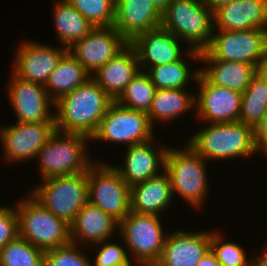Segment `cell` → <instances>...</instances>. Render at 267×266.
Returning a JSON list of instances; mask_svg holds the SVG:
<instances>
[{
	"label": "cell",
	"instance_id": "obj_7",
	"mask_svg": "<svg viewBox=\"0 0 267 266\" xmlns=\"http://www.w3.org/2000/svg\"><path fill=\"white\" fill-rule=\"evenodd\" d=\"M200 60L244 62L267 67V29L223 31L213 29L208 47Z\"/></svg>",
	"mask_w": 267,
	"mask_h": 266
},
{
	"label": "cell",
	"instance_id": "obj_2",
	"mask_svg": "<svg viewBox=\"0 0 267 266\" xmlns=\"http://www.w3.org/2000/svg\"><path fill=\"white\" fill-rule=\"evenodd\" d=\"M161 27L188 44L186 57L198 62L211 40L213 12L203 0H172L162 13Z\"/></svg>",
	"mask_w": 267,
	"mask_h": 266
},
{
	"label": "cell",
	"instance_id": "obj_15",
	"mask_svg": "<svg viewBox=\"0 0 267 266\" xmlns=\"http://www.w3.org/2000/svg\"><path fill=\"white\" fill-rule=\"evenodd\" d=\"M10 78L7 94L17 116L16 122L55 123L51 109L55 108V103L46 92L45 85L22 80L13 73Z\"/></svg>",
	"mask_w": 267,
	"mask_h": 266
},
{
	"label": "cell",
	"instance_id": "obj_17",
	"mask_svg": "<svg viewBox=\"0 0 267 266\" xmlns=\"http://www.w3.org/2000/svg\"><path fill=\"white\" fill-rule=\"evenodd\" d=\"M205 231L179 229L168 233L161 258L154 266H197L211 249V231Z\"/></svg>",
	"mask_w": 267,
	"mask_h": 266
},
{
	"label": "cell",
	"instance_id": "obj_35",
	"mask_svg": "<svg viewBox=\"0 0 267 266\" xmlns=\"http://www.w3.org/2000/svg\"><path fill=\"white\" fill-rule=\"evenodd\" d=\"M80 247L83 246L71 242L68 245L45 251L44 266H92L87 252L78 249Z\"/></svg>",
	"mask_w": 267,
	"mask_h": 266
},
{
	"label": "cell",
	"instance_id": "obj_38",
	"mask_svg": "<svg viewBox=\"0 0 267 266\" xmlns=\"http://www.w3.org/2000/svg\"><path fill=\"white\" fill-rule=\"evenodd\" d=\"M254 138L257 151L263 152L267 157V110L262 116L261 121L254 128Z\"/></svg>",
	"mask_w": 267,
	"mask_h": 266
},
{
	"label": "cell",
	"instance_id": "obj_28",
	"mask_svg": "<svg viewBox=\"0 0 267 266\" xmlns=\"http://www.w3.org/2000/svg\"><path fill=\"white\" fill-rule=\"evenodd\" d=\"M89 78L91 75L67 52L50 74L45 89L50 99L55 103L64 95L84 84Z\"/></svg>",
	"mask_w": 267,
	"mask_h": 266
},
{
	"label": "cell",
	"instance_id": "obj_26",
	"mask_svg": "<svg viewBox=\"0 0 267 266\" xmlns=\"http://www.w3.org/2000/svg\"><path fill=\"white\" fill-rule=\"evenodd\" d=\"M195 96L187 89H156L147 113L151 126L154 128L156 122L171 123L186 111L196 109Z\"/></svg>",
	"mask_w": 267,
	"mask_h": 266
},
{
	"label": "cell",
	"instance_id": "obj_39",
	"mask_svg": "<svg viewBox=\"0 0 267 266\" xmlns=\"http://www.w3.org/2000/svg\"><path fill=\"white\" fill-rule=\"evenodd\" d=\"M197 266H221L217 261L215 254L209 250V252L204 255Z\"/></svg>",
	"mask_w": 267,
	"mask_h": 266
},
{
	"label": "cell",
	"instance_id": "obj_33",
	"mask_svg": "<svg viewBox=\"0 0 267 266\" xmlns=\"http://www.w3.org/2000/svg\"><path fill=\"white\" fill-rule=\"evenodd\" d=\"M66 1L95 27H109L114 25L116 0Z\"/></svg>",
	"mask_w": 267,
	"mask_h": 266
},
{
	"label": "cell",
	"instance_id": "obj_24",
	"mask_svg": "<svg viewBox=\"0 0 267 266\" xmlns=\"http://www.w3.org/2000/svg\"><path fill=\"white\" fill-rule=\"evenodd\" d=\"M173 199L170 178L165 171L131 186V211L137 214L159 216L172 206Z\"/></svg>",
	"mask_w": 267,
	"mask_h": 266
},
{
	"label": "cell",
	"instance_id": "obj_31",
	"mask_svg": "<svg viewBox=\"0 0 267 266\" xmlns=\"http://www.w3.org/2000/svg\"><path fill=\"white\" fill-rule=\"evenodd\" d=\"M155 91L149 76L140 70L115 101L123 107L148 113Z\"/></svg>",
	"mask_w": 267,
	"mask_h": 266
},
{
	"label": "cell",
	"instance_id": "obj_29",
	"mask_svg": "<svg viewBox=\"0 0 267 266\" xmlns=\"http://www.w3.org/2000/svg\"><path fill=\"white\" fill-rule=\"evenodd\" d=\"M267 110V68L260 69L242 93L239 121L255 128Z\"/></svg>",
	"mask_w": 267,
	"mask_h": 266
},
{
	"label": "cell",
	"instance_id": "obj_37",
	"mask_svg": "<svg viewBox=\"0 0 267 266\" xmlns=\"http://www.w3.org/2000/svg\"><path fill=\"white\" fill-rule=\"evenodd\" d=\"M18 236V217L15 207L0 205V250Z\"/></svg>",
	"mask_w": 267,
	"mask_h": 266
},
{
	"label": "cell",
	"instance_id": "obj_5",
	"mask_svg": "<svg viewBox=\"0 0 267 266\" xmlns=\"http://www.w3.org/2000/svg\"><path fill=\"white\" fill-rule=\"evenodd\" d=\"M90 138L78 133L55 130L39 150L38 163L42 179L87 172L95 162L86 150Z\"/></svg>",
	"mask_w": 267,
	"mask_h": 266
},
{
	"label": "cell",
	"instance_id": "obj_10",
	"mask_svg": "<svg viewBox=\"0 0 267 266\" xmlns=\"http://www.w3.org/2000/svg\"><path fill=\"white\" fill-rule=\"evenodd\" d=\"M115 164L94 162L87 171L88 202L118 223L131 211V187L114 168Z\"/></svg>",
	"mask_w": 267,
	"mask_h": 266
},
{
	"label": "cell",
	"instance_id": "obj_34",
	"mask_svg": "<svg viewBox=\"0 0 267 266\" xmlns=\"http://www.w3.org/2000/svg\"><path fill=\"white\" fill-rule=\"evenodd\" d=\"M224 236L217 230L211 231V251L221 266H250L248 254L243 246L236 242L224 241ZM247 255V256H246Z\"/></svg>",
	"mask_w": 267,
	"mask_h": 266
},
{
	"label": "cell",
	"instance_id": "obj_6",
	"mask_svg": "<svg viewBox=\"0 0 267 266\" xmlns=\"http://www.w3.org/2000/svg\"><path fill=\"white\" fill-rule=\"evenodd\" d=\"M16 205L13 206L18 217L19 237L44 252L71 243L70 225L53 215L30 194Z\"/></svg>",
	"mask_w": 267,
	"mask_h": 266
},
{
	"label": "cell",
	"instance_id": "obj_14",
	"mask_svg": "<svg viewBox=\"0 0 267 266\" xmlns=\"http://www.w3.org/2000/svg\"><path fill=\"white\" fill-rule=\"evenodd\" d=\"M128 44L114 26L95 27L84 38L74 42L68 52L92 75Z\"/></svg>",
	"mask_w": 267,
	"mask_h": 266
},
{
	"label": "cell",
	"instance_id": "obj_27",
	"mask_svg": "<svg viewBox=\"0 0 267 266\" xmlns=\"http://www.w3.org/2000/svg\"><path fill=\"white\" fill-rule=\"evenodd\" d=\"M54 4V29L61 47L69 48L74 42L84 38L95 28L66 0H57Z\"/></svg>",
	"mask_w": 267,
	"mask_h": 266
},
{
	"label": "cell",
	"instance_id": "obj_21",
	"mask_svg": "<svg viewBox=\"0 0 267 266\" xmlns=\"http://www.w3.org/2000/svg\"><path fill=\"white\" fill-rule=\"evenodd\" d=\"M161 19L151 0H116L113 26L129 43L138 34L161 27Z\"/></svg>",
	"mask_w": 267,
	"mask_h": 266
},
{
	"label": "cell",
	"instance_id": "obj_32",
	"mask_svg": "<svg viewBox=\"0 0 267 266\" xmlns=\"http://www.w3.org/2000/svg\"><path fill=\"white\" fill-rule=\"evenodd\" d=\"M44 253L17 236L0 250V266H44Z\"/></svg>",
	"mask_w": 267,
	"mask_h": 266
},
{
	"label": "cell",
	"instance_id": "obj_3",
	"mask_svg": "<svg viewBox=\"0 0 267 266\" xmlns=\"http://www.w3.org/2000/svg\"><path fill=\"white\" fill-rule=\"evenodd\" d=\"M190 137L188 144L204 160H230L258 153L254 128L241 121L212 123Z\"/></svg>",
	"mask_w": 267,
	"mask_h": 266
},
{
	"label": "cell",
	"instance_id": "obj_16",
	"mask_svg": "<svg viewBox=\"0 0 267 266\" xmlns=\"http://www.w3.org/2000/svg\"><path fill=\"white\" fill-rule=\"evenodd\" d=\"M11 72L22 80L45 85L68 48L40 42L20 41Z\"/></svg>",
	"mask_w": 267,
	"mask_h": 266
},
{
	"label": "cell",
	"instance_id": "obj_25",
	"mask_svg": "<svg viewBox=\"0 0 267 266\" xmlns=\"http://www.w3.org/2000/svg\"><path fill=\"white\" fill-rule=\"evenodd\" d=\"M200 72L213 84L243 93L260 70L256 65L223 60H200ZM206 66V67H205Z\"/></svg>",
	"mask_w": 267,
	"mask_h": 266
},
{
	"label": "cell",
	"instance_id": "obj_18",
	"mask_svg": "<svg viewBox=\"0 0 267 266\" xmlns=\"http://www.w3.org/2000/svg\"><path fill=\"white\" fill-rule=\"evenodd\" d=\"M180 42L171 32L159 27L138 34L130 44L137 52L140 70L145 72L148 68L180 60L185 54Z\"/></svg>",
	"mask_w": 267,
	"mask_h": 266
},
{
	"label": "cell",
	"instance_id": "obj_8",
	"mask_svg": "<svg viewBox=\"0 0 267 266\" xmlns=\"http://www.w3.org/2000/svg\"><path fill=\"white\" fill-rule=\"evenodd\" d=\"M41 181L40 185L31 188L29 194L53 215L70 225L88 202L87 172L52 176Z\"/></svg>",
	"mask_w": 267,
	"mask_h": 266
},
{
	"label": "cell",
	"instance_id": "obj_22",
	"mask_svg": "<svg viewBox=\"0 0 267 266\" xmlns=\"http://www.w3.org/2000/svg\"><path fill=\"white\" fill-rule=\"evenodd\" d=\"M139 72L137 52L129 43L91 78L115 101Z\"/></svg>",
	"mask_w": 267,
	"mask_h": 266
},
{
	"label": "cell",
	"instance_id": "obj_13",
	"mask_svg": "<svg viewBox=\"0 0 267 266\" xmlns=\"http://www.w3.org/2000/svg\"><path fill=\"white\" fill-rule=\"evenodd\" d=\"M55 123L16 122L0 128L2 157L8 162H25L37 157L39 150L55 131Z\"/></svg>",
	"mask_w": 267,
	"mask_h": 266
},
{
	"label": "cell",
	"instance_id": "obj_4",
	"mask_svg": "<svg viewBox=\"0 0 267 266\" xmlns=\"http://www.w3.org/2000/svg\"><path fill=\"white\" fill-rule=\"evenodd\" d=\"M169 147L164 171L170 178L173 197L177 194L190 207L202 209L209 195L207 161L186 143L179 150L176 147L174 149Z\"/></svg>",
	"mask_w": 267,
	"mask_h": 266
},
{
	"label": "cell",
	"instance_id": "obj_23",
	"mask_svg": "<svg viewBox=\"0 0 267 266\" xmlns=\"http://www.w3.org/2000/svg\"><path fill=\"white\" fill-rule=\"evenodd\" d=\"M118 227L119 223L114 218L87 202L70 224L71 242L78 245L82 244V246L84 243V246H89L109 241L116 234Z\"/></svg>",
	"mask_w": 267,
	"mask_h": 266
},
{
	"label": "cell",
	"instance_id": "obj_20",
	"mask_svg": "<svg viewBox=\"0 0 267 266\" xmlns=\"http://www.w3.org/2000/svg\"><path fill=\"white\" fill-rule=\"evenodd\" d=\"M213 28L223 31L267 29V0H235L213 11Z\"/></svg>",
	"mask_w": 267,
	"mask_h": 266
},
{
	"label": "cell",
	"instance_id": "obj_36",
	"mask_svg": "<svg viewBox=\"0 0 267 266\" xmlns=\"http://www.w3.org/2000/svg\"><path fill=\"white\" fill-rule=\"evenodd\" d=\"M94 245L100 246L101 248L97 250L92 266H127L130 262H133L131 256L128 255L125 244H122V246L104 241L95 243Z\"/></svg>",
	"mask_w": 267,
	"mask_h": 266
},
{
	"label": "cell",
	"instance_id": "obj_12",
	"mask_svg": "<svg viewBox=\"0 0 267 266\" xmlns=\"http://www.w3.org/2000/svg\"><path fill=\"white\" fill-rule=\"evenodd\" d=\"M195 83L200 87L195 96V119L208 124L239 121L242 93L211 83L201 72Z\"/></svg>",
	"mask_w": 267,
	"mask_h": 266
},
{
	"label": "cell",
	"instance_id": "obj_1",
	"mask_svg": "<svg viewBox=\"0 0 267 266\" xmlns=\"http://www.w3.org/2000/svg\"><path fill=\"white\" fill-rule=\"evenodd\" d=\"M114 100L89 78L55 102V129L91 138Z\"/></svg>",
	"mask_w": 267,
	"mask_h": 266
},
{
	"label": "cell",
	"instance_id": "obj_41",
	"mask_svg": "<svg viewBox=\"0 0 267 266\" xmlns=\"http://www.w3.org/2000/svg\"><path fill=\"white\" fill-rule=\"evenodd\" d=\"M263 251L258 257L255 256V259L250 258V266H267V249Z\"/></svg>",
	"mask_w": 267,
	"mask_h": 266
},
{
	"label": "cell",
	"instance_id": "obj_40",
	"mask_svg": "<svg viewBox=\"0 0 267 266\" xmlns=\"http://www.w3.org/2000/svg\"><path fill=\"white\" fill-rule=\"evenodd\" d=\"M235 0H203V3L213 12L222 5L231 3Z\"/></svg>",
	"mask_w": 267,
	"mask_h": 266
},
{
	"label": "cell",
	"instance_id": "obj_30",
	"mask_svg": "<svg viewBox=\"0 0 267 266\" xmlns=\"http://www.w3.org/2000/svg\"><path fill=\"white\" fill-rule=\"evenodd\" d=\"M186 62L183 56L178 61L148 68L145 73L156 89H188L191 81L197 80L200 68L193 71Z\"/></svg>",
	"mask_w": 267,
	"mask_h": 266
},
{
	"label": "cell",
	"instance_id": "obj_11",
	"mask_svg": "<svg viewBox=\"0 0 267 266\" xmlns=\"http://www.w3.org/2000/svg\"><path fill=\"white\" fill-rule=\"evenodd\" d=\"M146 112L136 111L114 101L100 121L91 141H104L128 146L147 142L155 137V131Z\"/></svg>",
	"mask_w": 267,
	"mask_h": 266
},
{
	"label": "cell",
	"instance_id": "obj_43",
	"mask_svg": "<svg viewBox=\"0 0 267 266\" xmlns=\"http://www.w3.org/2000/svg\"><path fill=\"white\" fill-rule=\"evenodd\" d=\"M127 266H134V265H133V263L130 262Z\"/></svg>",
	"mask_w": 267,
	"mask_h": 266
},
{
	"label": "cell",
	"instance_id": "obj_9",
	"mask_svg": "<svg viewBox=\"0 0 267 266\" xmlns=\"http://www.w3.org/2000/svg\"><path fill=\"white\" fill-rule=\"evenodd\" d=\"M159 217L130 211L119 222L117 233L137 266H154L161 258L167 233Z\"/></svg>",
	"mask_w": 267,
	"mask_h": 266
},
{
	"label": "cell",
	"instance_id": "obj_42",
	"mask_svg": "<svg viewBox=\"0 0 267 266\" xmlns=\"http://www.w3.org/2000/svg\"><path fill=\"white\" fill-rule=\"evenodd\" d=\"M155 8L162 14L172 0H151Z\"/></svg>",
	"mask_w": 267,
	"mask_h": 266
},
{
	"label": "cell",
	"instance_id": "obj_19",
	"mask_svg": "<svg viewBox=\"0 0 267 266\" xmlns=\"http://www.w3.org/2000/svg\"><path fill=\"white\" fill-rule=\"evenodd\" d=\"M153 143H156L155 137L147 142L128 146L123 167L114 166L130 187L156 177L164 171L168 147L164 144L163 147L155 149L156 144L152 145Z\"/></svg>",
	"mask_w": 267,
	"mask_h": 266
}]
</instances>
